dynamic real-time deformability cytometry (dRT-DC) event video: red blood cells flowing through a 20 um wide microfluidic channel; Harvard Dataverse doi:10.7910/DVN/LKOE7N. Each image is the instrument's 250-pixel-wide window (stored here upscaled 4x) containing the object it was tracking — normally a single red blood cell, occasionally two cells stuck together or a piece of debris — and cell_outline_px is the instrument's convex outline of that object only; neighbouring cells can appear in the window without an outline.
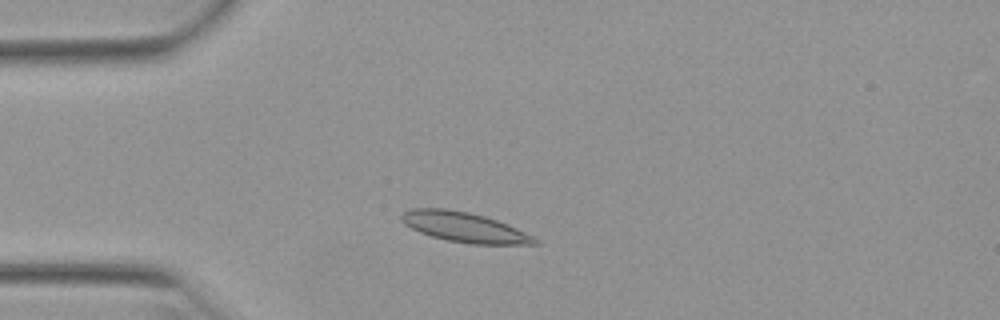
{"species": "Egyptian fruit bat (a non-hibernating species)", "species_latin": "Rousettus aegyptiacus", "temperature_condition": "warm", "stored_images_in_passage": 45, "camera_frame_rate_fps": 3000, "um_per_image_px": 0.085, "animal": {"sex": "female"}, "frame": {"image": 1, "passage_image": 7, "time_ms": 2.0, "image_size_px": [1000, 320], "cell_outline_px": [[540, 244], [472, 244], [448, 240], [432, 236], [420, 232], [404, 224], [400, 220], [400, 216], [404, 212], [412, 208], [444, 208], [468, 212], [484, 216], [508, 224], [536, 236], [540, 240]], "centroid_in_image_um": [39.52, 19.31], "position_along_channel_um": 45.5, "area_um2": 23.29}}
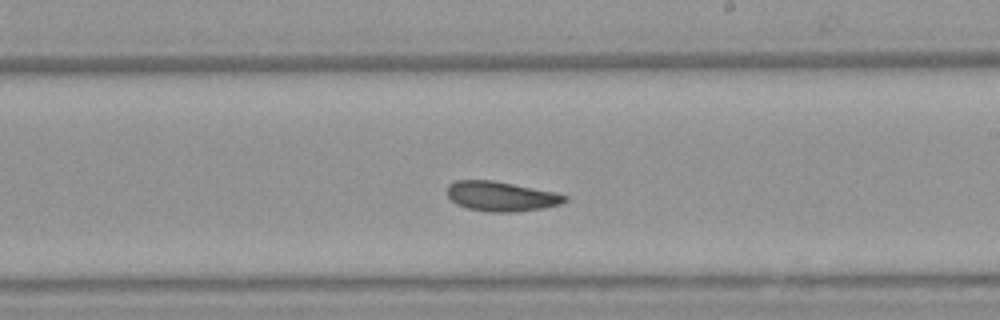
{"frame": {"image": 2, "passage_image": 24, "time_ms": 7.667, "image_size_px": [1000, 320], "cell_outline_px": [[568, 200], [560, 204], [544, 208], [516, 212], [488, 212], [468, 208], [456, 204], [448, 196], [448, 184], [456, 180], [492, 180], [560, 192], [568, 196]], "centroid_in_image_um": [42.66, 16.68], "position_along_channel_um": 246.3, "area_um2": 20.69}}
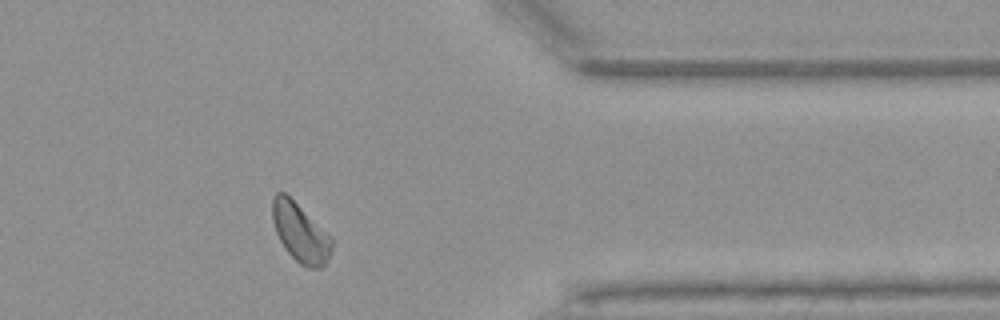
{"frame": {"image": 3, "passage_image": 36, "time_ms": 11.667, "image_size_px": [1000, 320], "cell_outline_px": [[332, 252], [324, 264], [320, 268], [304, 268], [284, 248], [276, 232], [272, 220], [272, 196], [276, 192], [284, 192], [332, 240]], "centroid_in_image_um": [25.48, 19.81], "position_along_channel_um": 385.9, "area_um2": 19.65}, "authors_computed_cell_mechanics": {"area_um2": 20.808, "velocity_mm_per_s": 3.9001, "shape_relaxation_time_tau1_ms": 9.7172, "shape_relaxation_time_tau2_ms": 2.4391, "deformation_change_tau1": 0.1509, "deformation_change_tau2": 0.0664}}